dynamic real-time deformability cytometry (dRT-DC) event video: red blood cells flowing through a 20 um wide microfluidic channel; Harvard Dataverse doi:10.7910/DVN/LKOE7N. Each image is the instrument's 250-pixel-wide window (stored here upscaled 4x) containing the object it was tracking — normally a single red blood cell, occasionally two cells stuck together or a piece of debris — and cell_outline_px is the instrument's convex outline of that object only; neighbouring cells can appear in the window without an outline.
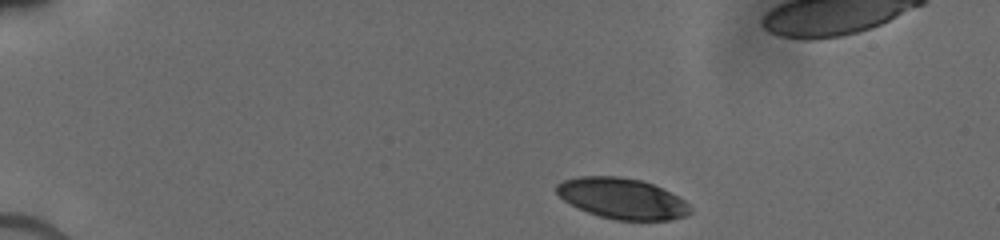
{"species": "human", "species_latin": "Homo sapiens", "temperature_condition": "cold", "stored_images_in_passage": 15, "camera_frame_rate_fps": 3000, "um_per_image_px": 0.085, "donor": {"sex": "male"}, "frame": {"image": 1, "passage_image": 1, "time_ms": 0.0, "image_size_px": [1000, 240], "cell_outline_px": [[692, 212], [688, 216], [668, 220], [616, 220], [600, 216], [588, 212], [564, 200], [556, 192], [556, 184], [564, 180], [580, 176], [620, 176], [640, 180], [652, 184], [684, 200], [692, 208]], "centroid_in_image_um": [52.89, 16.87], "position_along_channel_um": 32.1, "area_um2": 31.5}}
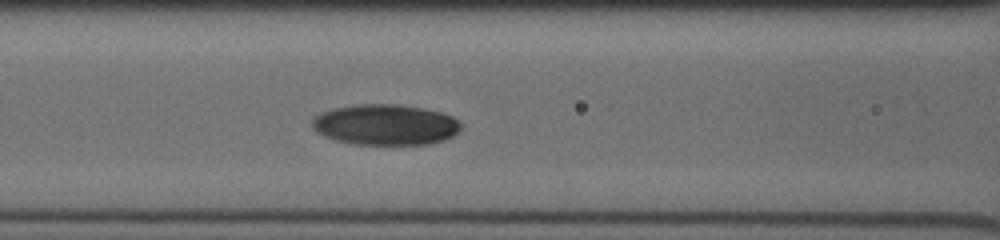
{"frame": {"image": 2, "passage_image": 12, "time_ms": 4.667, "image_size_px": [1000, 240], "cell_outline_px": [[460, 128], [452, 136], [444, 140], [428, 144], [356, 144], [336, 140], [324, 136], [316, 132], [312, 128], [312, 120], [320, 112], [332, 108], [360, 104], [396, 104], [424, 108], [440, 112], [452, 116], [460, 124]], "centroid_in_image_um": [32.72, 10.59], "position_along_channel_um": 133.9, "area_um2": 35.2}}
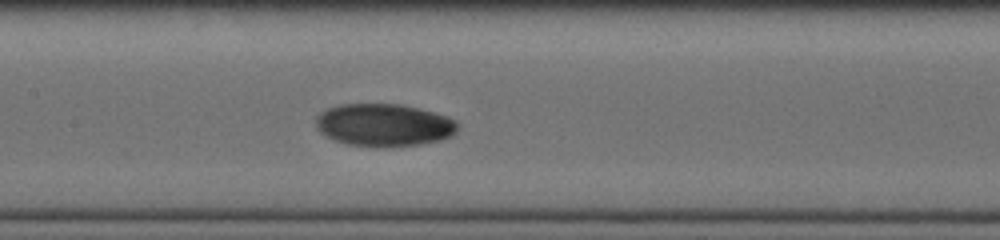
{"frame": {"image": 3, "passage_image": 15, "time_ms": 5.667, "image_size_px": [1000, 240], "cell_outline_px": [[460, 124], [456, 132], [452, 136], [440, 140], [420, 144], [388, 148], [384, 148], [344, 144], [332, 140], [320, 132], [316, 128], [316, 116], [320, 112], [328, 108], [340, 104], [400, 104], [448, 116], [456, 120]], "centroid_in_image_um": [32.63, 10.65], "position_along_channel_um": 174.8, "area_um2": 35.72}}